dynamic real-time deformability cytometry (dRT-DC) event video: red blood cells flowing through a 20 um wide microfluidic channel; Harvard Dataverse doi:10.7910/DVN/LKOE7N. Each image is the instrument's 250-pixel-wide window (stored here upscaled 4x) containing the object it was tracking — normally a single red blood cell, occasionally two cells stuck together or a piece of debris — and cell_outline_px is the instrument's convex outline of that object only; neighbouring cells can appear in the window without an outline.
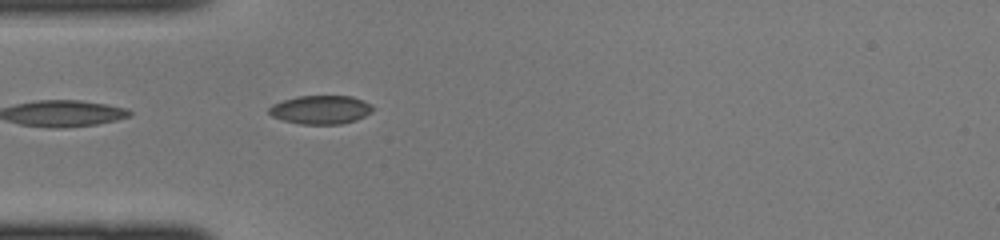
{"species": "common noctule bat (a hibernating species)", "species_latin": "Nyctalus noctula", "temperature_condition": "cold", "stored_images_in_passage": 11, "camera_frame_rate_fps": 3000, "um_per_image_px": 0.085, "animal": {"sex": "female", "body_mass_g": 22.0, "forearm_length_mm": 56.7}, "frame": {"image": 1, "passage_image": 1, "time_ms": 0.0, "image_size_px": [1000, 240], "cell_outline_px": [[376, 108], [372, 112], [356, 120], [340, 124], [300, 124], [284, 120], [272, 116], [268, 112], [268, 108], [272, 104], [296, 96], [352, 96], [364, 100], [372, 104]], "centroid_in_image_um": [27.29, 9.32], "position_along_channel_um": 57.7, "area_um2": 17.46}}
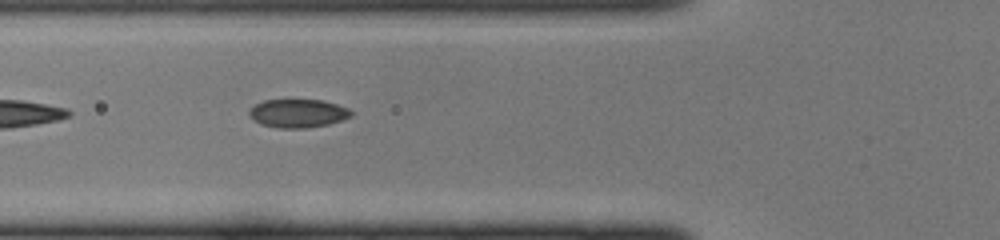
{"frame": {"image": 2, "passage_image": 4, "time_ms": 1.0, "image_size_px": [1000, 240], "cell_outline_px": [[356, 112], [352, 116], [328, 124], [308, 128], [280, 128], [260, 124], [248, 116], [248, 108], [264, 100], [320, 100], [336, 104], [348, 108]], "centroid_in_image_um": [25.31, 9.63], "position_along_channel_um": 100.5, "area_um2": 16.99}}